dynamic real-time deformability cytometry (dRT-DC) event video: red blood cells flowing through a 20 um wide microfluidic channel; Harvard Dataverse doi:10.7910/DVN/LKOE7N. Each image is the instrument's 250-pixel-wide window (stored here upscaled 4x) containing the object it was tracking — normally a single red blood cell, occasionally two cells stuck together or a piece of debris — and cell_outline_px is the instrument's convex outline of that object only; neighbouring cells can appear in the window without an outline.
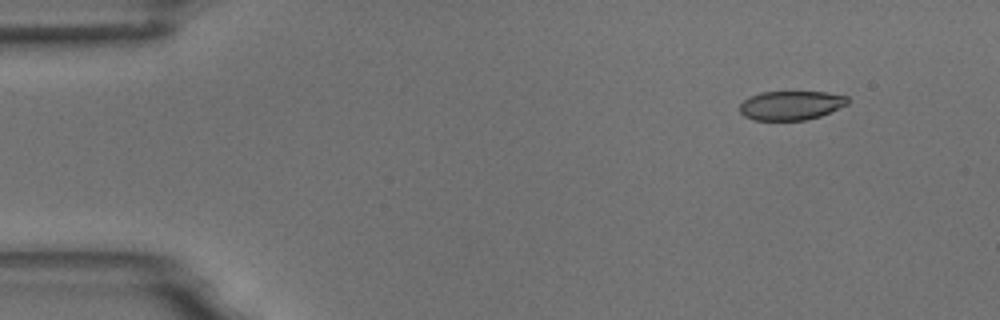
{"species": "common noctule bat (a hibernating species)", "species_latin": "Nyctalus noctula", "temperature_condition": "room temperature", "stored_images_in_passage": 4, "camera_frame_rate_fps": 3000, "um_per_image_px": 0.085, "animal": {"sex": "male", "body_mass_g": 18.8}, "frame": {"image": 1, "passage_image": 1, "time_ms": 0.0, "image_size_px": [1000, 320], "cell_outline_px": [[848, 104], [820, 116], [804, 120], [752, 120], [744, 116], [740, 112], [740, 104], [744, 100], [760, 92], [828, 92], [848, 96]], "centroid_in_image_um": [67.24, 8.96], "position_along_channel_um": 17.8, "area_um2": 18.26}}
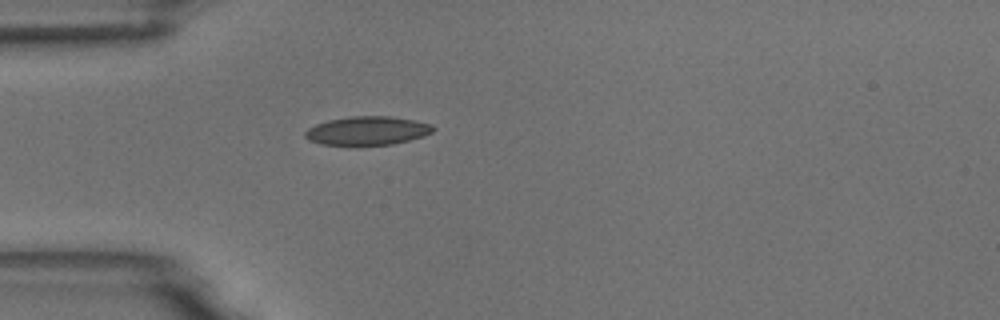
{"frame": {"image": 2, "passage_image": 4, "time_ms": 3.333, "image_size_px": [1000, 320], "cell_outline_px": [[436, 128], [432, 132], [424, 136], [392, 144], [356, 148], [324, 144], [308, 140], [304, 136], [304, 132], [308, 128], [316, 124], [328, 120], [352, 116], [388, 116], [412, 120], [432, 124]], "centroid_in_image_um": [31.19, 11.15], "position_along_channel_um": 53.8, "area_um2": 22.02}}